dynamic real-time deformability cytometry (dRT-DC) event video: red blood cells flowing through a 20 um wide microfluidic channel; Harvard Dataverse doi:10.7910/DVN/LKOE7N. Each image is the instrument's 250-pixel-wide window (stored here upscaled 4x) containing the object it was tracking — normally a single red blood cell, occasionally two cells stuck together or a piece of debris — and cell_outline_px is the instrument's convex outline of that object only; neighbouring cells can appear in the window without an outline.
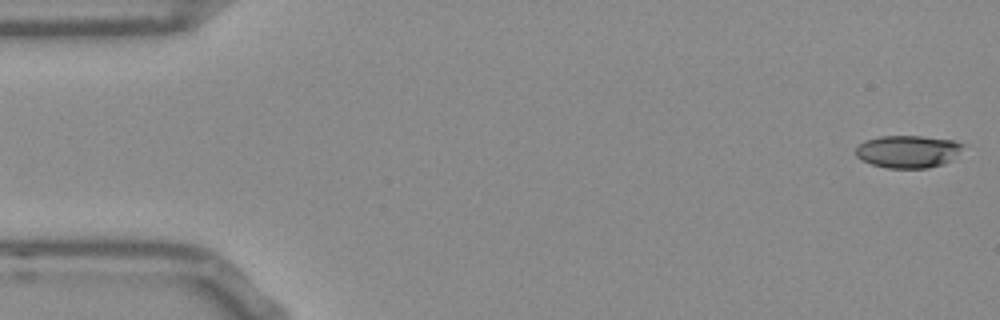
{"species": "Egyptian fruit bat (a non-hibernating species)", "species_latin": "Rousettus aegyptiacus", "temperature_condition": "room temperature", "stored_images_in_passage": 53, "camera_frame_rate_fps": 3000, "um_per_image_px": 0.085, "frame": {"image": 1, "passage_image": 1, "time_ms": 0.0, "image_size_px": [1000, 320], "cell_outline_px": [[964, 144], [952, 160], [944, 164], [928, 168], [888, 168], [872, 164], [856, 156], [856, 148], [864, 140], [880, 136], [924, 136], [952, 140]], "centroid_in_image_um": [77.17, 12.87], "position_along_channel_um": 7.8, "area_um2": 20.23}}
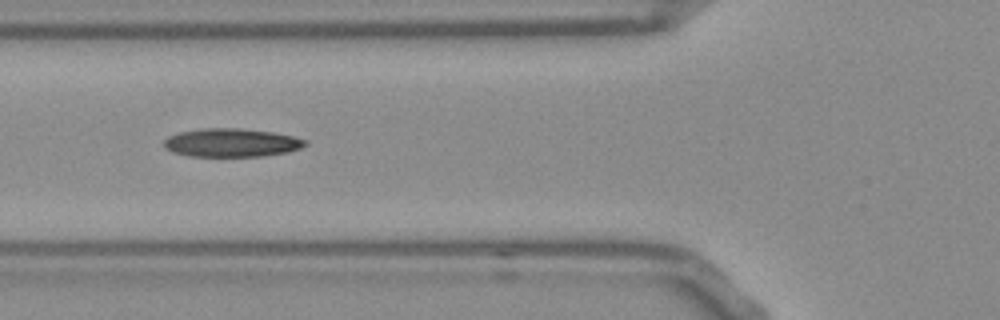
{"frame": {"image": 2, "passage_image": 19, "time_ms": 6.0, "image_size_px": [1000, 320], "cell_outline_px": [[308, 144], [300, 148], [288, 152], [264, 156], [192, 156], [172, 152], [164, 148], [164, 140], [168, 136], [180, 132], [200, 128], [240, 128], [272, 132], [292, 136], [308, 140]], "centroid_in_image_um": [19.68, 12.12], "position_along_channel_um": 106.1, "area_um2": 23.47}}
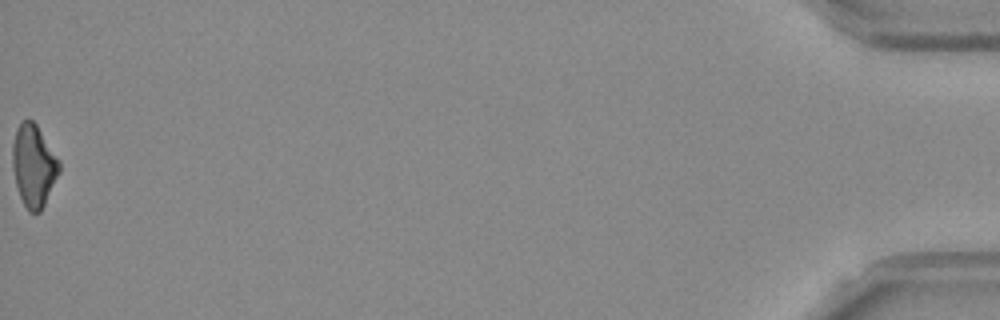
{"frame": {"image": 3, "passage_image": 53, "time_ms": 17.333, "image_size_px": [1000, 320], "cell_outline_px": [[60, 172], [40, 212], [28, 212], [20, 196], [16, 184], [12, 168], [12, 144], [16, 128], [24, 120], [32, 120], [36, 124], [60, 160]], "centroid_in_image_um": [2.86, 14.07], "position_along_channel_um": 432.3, "area_um2": 22.31}}